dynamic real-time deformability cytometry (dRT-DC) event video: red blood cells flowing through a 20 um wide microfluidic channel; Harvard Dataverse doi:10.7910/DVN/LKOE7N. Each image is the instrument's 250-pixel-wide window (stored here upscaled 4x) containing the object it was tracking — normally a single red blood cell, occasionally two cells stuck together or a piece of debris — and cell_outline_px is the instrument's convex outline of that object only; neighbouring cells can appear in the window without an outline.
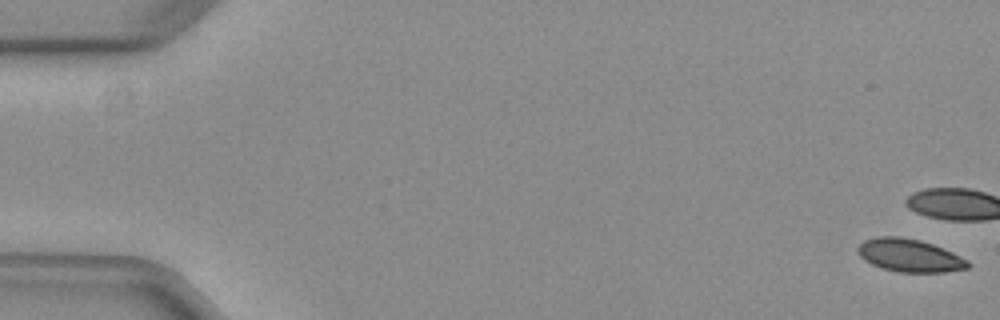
{"species": "common noctule bat (a hibernating species)", "species_latin": "Nyctalus noctula", "temperature_condition": "warm", "stored_images_in_passage": 4, "camera_frame_rate_fps": 3000, "um_per_image_px": 0.085, "animal": {"sex": "female", "body_mass_g": 29.2, "forearm_length_mm": 56.3}, "frame": {"image": 1, "passage_image": 1, "time_ms": 0.0, "image_size_px": [1000, 320], "cell_outline_px": [[972, 264], [968, 268], [944, 272], [900, 272], [880, 268], [864, 260], [856, 252], [856, 248], [864, 240], [876, 236], [900, 236], [920, 240], [944, 248], [968, 260]], "centroid_in_image_um": [77.29, 21.71], "position_along_channel_um": 7.7, "area_um2": 21.33}}